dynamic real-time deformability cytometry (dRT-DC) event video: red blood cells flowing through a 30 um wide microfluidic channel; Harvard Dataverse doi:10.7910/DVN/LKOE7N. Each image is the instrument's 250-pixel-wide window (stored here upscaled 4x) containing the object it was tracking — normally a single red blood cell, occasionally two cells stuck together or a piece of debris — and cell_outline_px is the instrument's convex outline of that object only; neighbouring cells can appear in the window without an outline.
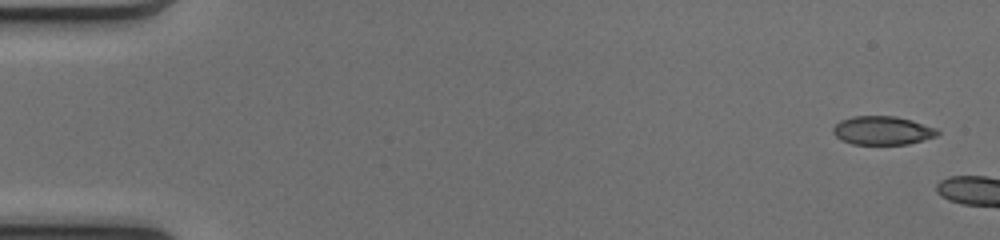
{"species": "common noctule bat (a hibernating species)", "species_latin": "Nyctalus noctula", "temperature_condition": "cold", "stored_images_in_passage": 8, "camera_frame_rate_fps": 3000, "um_per_image_px": 0.085, "animal": {"sex": "female", "body_mass_g": 17.0, "forearm_length_mm": 48.0}, "frame": {"image": 1, "passage_image": 1, "time_ms": 0.0, "image_size_px": [1000, 240], "cell_outline_px": [[940, 132], [936, 136], [908, 144], [852, 144], [840, 140], [832, 132], [832, 128], [840, 120], [852, 116], [896, 116], [912, 120], [936, 128]], "centroid_in_image_um": [74.98, 11.09], "position_along_channel_um": 10.0, "area_um2": 17.46}}